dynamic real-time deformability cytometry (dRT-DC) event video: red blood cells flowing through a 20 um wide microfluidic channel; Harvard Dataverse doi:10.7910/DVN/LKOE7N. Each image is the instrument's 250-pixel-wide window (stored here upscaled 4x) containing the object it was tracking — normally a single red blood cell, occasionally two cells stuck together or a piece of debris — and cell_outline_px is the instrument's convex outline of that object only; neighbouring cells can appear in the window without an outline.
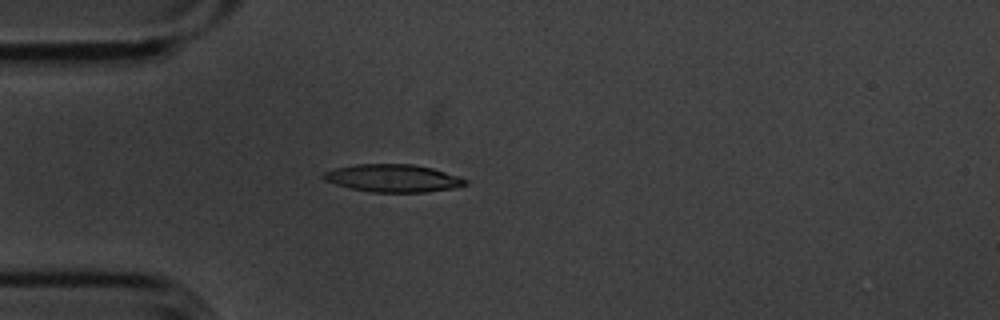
{"species": "common noctule bat (a hibernating species)", "species_latin": "Nyctalus noctula", "temperature_condition": "cold", "stored_images_in_passage": 1, "camera_frame_rate_fps": 3000, "um_per_image_px": 0.085, "animal": {"sex": "male", "body_mass_g": 20.1, "forearm_length_mm": 53.5}, "frame": {"image": 1, "passage_image": 1, "time_ms": 0.0, "image_size_px": [1000, 320], "cell_outline_px": [[468, 184], [456, 188], [424, 192], [372, 192], [352, 188], [336, 184], [324, 180], [320, 176], [324, 172], [336, 168], [356, 164], [412, 164], [432, 168], [468, 180]], "centroid_in_image_um": [33.4, 15.15], "position_along_channel_um": 51.6, "area_um2": 22.72}}